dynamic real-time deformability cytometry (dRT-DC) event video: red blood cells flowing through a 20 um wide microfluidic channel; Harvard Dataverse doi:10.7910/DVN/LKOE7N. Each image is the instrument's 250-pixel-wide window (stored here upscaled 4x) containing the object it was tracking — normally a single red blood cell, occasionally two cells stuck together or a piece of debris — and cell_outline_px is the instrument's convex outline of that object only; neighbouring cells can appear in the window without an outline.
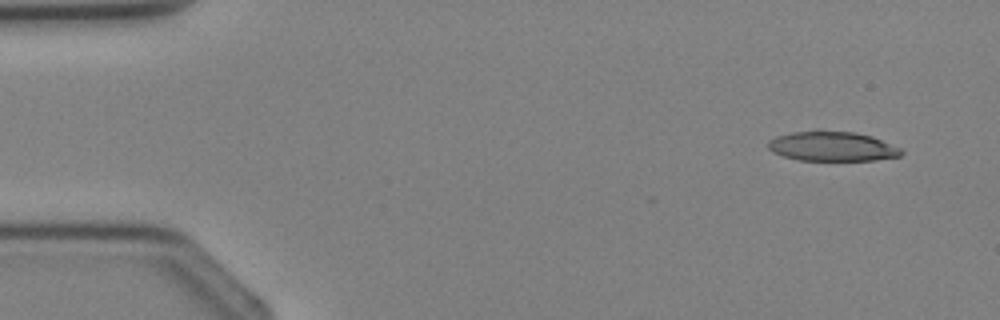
{"species": "Egyptian fruit bat (a non-hibernating species)", "species_latin": "Rousettus aegyptiacus", "temperature_condition": "cold", "stored_images_in_passage": 4, "camera_frame_rate_fps": 3000, "um_per_image_px": 0.085, "animal": {"sex": "female"}, "frame": {"image": 1, "passage_image": 1, "time_ms": 0.0, "image_size_px": [1000, 320], "cell_outline_px": [[904, 152], [900, 156], [876, 160], [800, 160], [784, 156], [772, 152], [768, 148], [768, 140], [776, 136], [792, 132], [816, 128], [820, 128], [856, 132], [872, 136], [900, 148]], "centroid_in_image_um": [70.71, 12.4], "position_along_channel_um": 14.3, "area_um2": 23.58}}
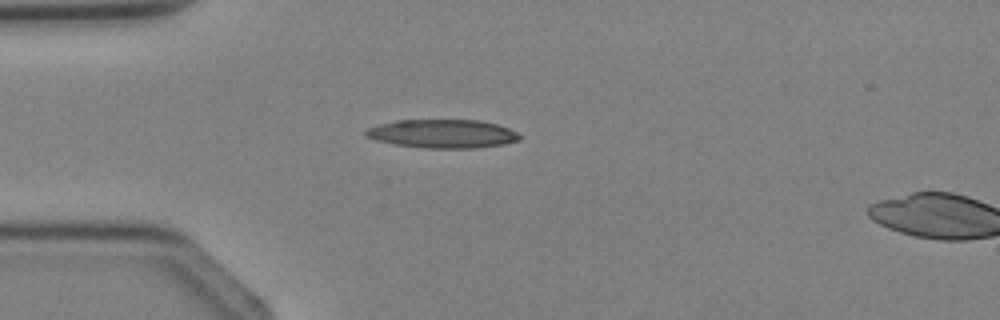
{"frame": {"image": 2, "passage_image": 3, "time_ms": 2.333, "image_size_px": [1000, 320], "cell_outline_px": [[520, 140], [504, 144], [476, 148], [424, 148], [396, 144], [376, 140], [364, 136], [364, 132], [368, 128], [380, 124], [396, 120], [480, 120], [496, 124], [508, 128], [516, 132], [520, 136]], "centroid_in_image_um": [37.61, 11.37], "position_along_channel_um": 47.4, "area_um2": 25.55}}